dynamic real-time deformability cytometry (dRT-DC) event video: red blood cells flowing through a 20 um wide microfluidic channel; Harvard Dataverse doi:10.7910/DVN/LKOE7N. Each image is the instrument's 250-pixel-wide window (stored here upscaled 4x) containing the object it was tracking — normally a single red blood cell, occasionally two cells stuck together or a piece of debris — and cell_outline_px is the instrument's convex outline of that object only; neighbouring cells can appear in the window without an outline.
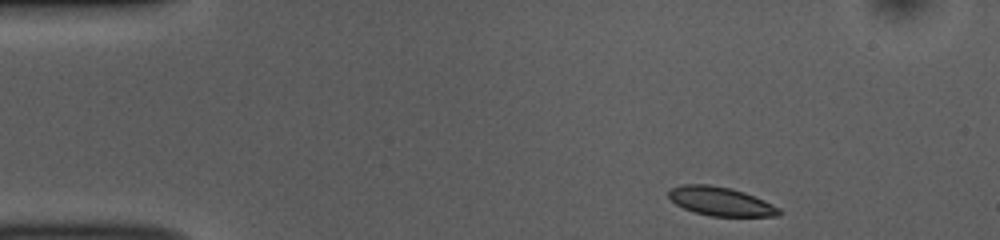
{"species": "common noctule bat (a hibernating species)", "species_latin": "Nyctalus noctula", "temperature_condition": "room temperature", "stored_images_in_passage": 46, "camera_frame_rate_fps": 3000, "um_per_image_px": 0.085, "animal": {"sex": "female", "body_mass_g": 10.0, "forearm_length_mm": 53.1}, "frame": {"image": 1, "passage_image": 1, "time_ms": 0.0, "image_size_px": [1000, 240], "cell_outline_px": [[780, 216], [708, 216], [692, 212], [676, 204], [668, 196], [668, 188], [684, 184], [708, 184], [732, 188], [744, 192], [764, 200], [780, 208]], "centroid_in_image_um": [61.22, 17.11], "position_along_channel_um": 23.8, "area_um2": 18.67}}
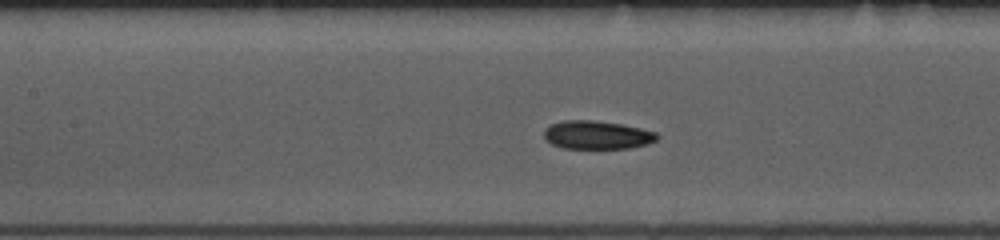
{"frame": {"image": 2, "passage_image": 17, "time_ms": 5.333, "image_size_px": [1000, 240], "cell_outline_px": [[660, 136], [656, 140], [648, 144], [628, 148], [564, 148], [552, 144], [544, 140], [544, 128], [552, 124], [564, 120], [592, 120], [620, 124], [640, 128], [656, 132]], "centroid_in_image_um": [50.73, 11.47], "position_along_channel_um": 156.7, "area_um2": 18.67}}
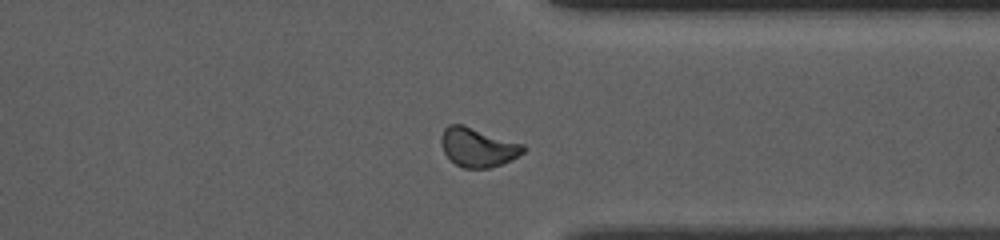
{"frame": {"image": 3, "passage_image": 34, "time_ms": 11.0, "image_size_px": [1000, 240], "cell_outline_px": [[528, 148], [524, 152], [500, 164], [488, 168], [464, 168], [456, 164], [444, 152], [440, 140], [440, 136], [444, 128], [448, 124], [464, 124], [524, 144]], "centroid_in_image_um": [40.6, 12.49], "position_along_channel_um": 370.8, "area_um2": 18.67}, "authors_computed_cell_mechanics": {"area_um2": 18.8428, "velocity_mm_per_s": 3.8168, "shape_relaxation_time_tau1_ms": 3.5815, "shape_relaxation_time_tau2_ms": 3.9586, "deformation_change_tau1": 0.0853, "deformation_change_tau2": 0.0829}}